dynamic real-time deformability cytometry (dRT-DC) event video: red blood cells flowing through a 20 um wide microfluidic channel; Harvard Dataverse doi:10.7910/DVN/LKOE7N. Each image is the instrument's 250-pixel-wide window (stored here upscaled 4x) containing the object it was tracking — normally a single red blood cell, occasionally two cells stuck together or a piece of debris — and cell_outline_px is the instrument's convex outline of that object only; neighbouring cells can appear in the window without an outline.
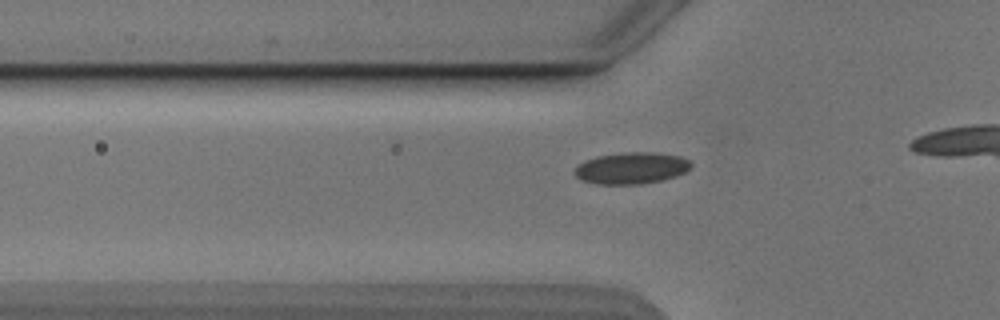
{"species": "Egyptian fruit bat (a non-hibernating species)", "species_latin": "Rousettus aegyptiacus", "temperature_condition": "cold", "stored_images_in_passage": 8, "camera_frame_rate_fps": 3000, "um_per_image_px": 0.085, "animal": {"sex": "male"}, "frame": {"image": 1, "passage_image": 7, "time_ms": 2.0, "image_size_px": [1000, 320], "cell_outline_px": [[692, 168], [676, 176], [660, 180], [640, 184], [596, 184], [580, 180], [572, 172], [576, 164], [584, 160], [596, 156], [624, 152], [656, 152], [680, 156], [692, 160]], "centroid_in_image_um": [53.64, 14.28], "position_along_channel_um": 72.2, "area_um2": 21.85}}